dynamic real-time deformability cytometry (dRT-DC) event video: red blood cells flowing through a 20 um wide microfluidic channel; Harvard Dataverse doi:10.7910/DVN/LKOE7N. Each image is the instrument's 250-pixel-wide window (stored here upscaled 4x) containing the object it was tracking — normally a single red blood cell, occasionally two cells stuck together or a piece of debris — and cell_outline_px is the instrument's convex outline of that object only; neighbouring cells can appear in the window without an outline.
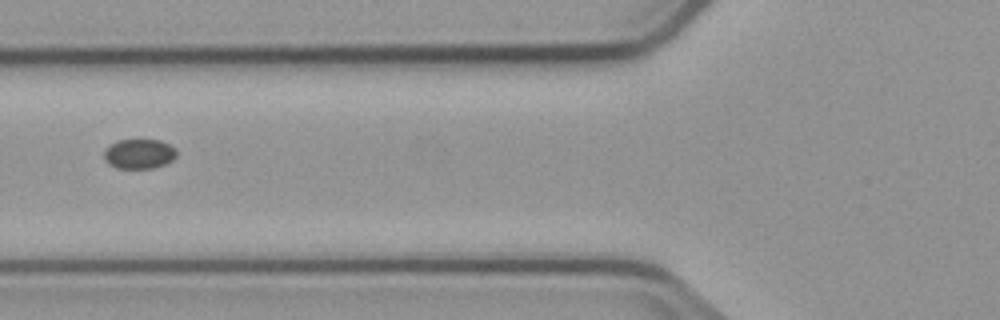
{"species": "common noctule bat (a hibernating species)", "species_latin": "Nyctalus noctula", "temperature_condition": "cold", "stored_images_in_passage": 6, "camera_frame_rate_fps": 3000, "um_per_image_px": 0.085, "animal": {"sex": "male", "body_mass_g": 23.1, "forearm_length_mm": 52.7}, "frame": {"image": 1, "passage_image": 5, "time_ms": 4.667, "image_size_px": [1000, 320], "cell_outline_px": [[176, 156], [172, 160], [164, 164], [152, 168], [116, 168], [108, 164], [104, 160], [104, 152], [116, 140], [160, 140], [176, 148]], "centroid_in_image_um": [11.82, 13.08], "position_along_channel_um": 114.0, "area_um2": 12.48}}
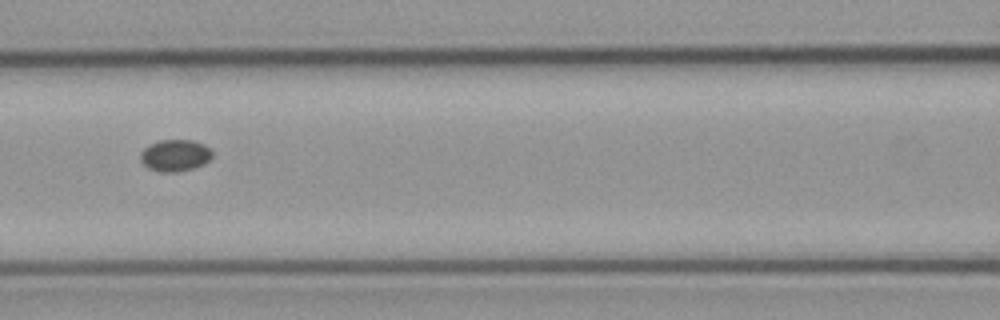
{"frame": {"image": 2, "passage_image": 6, "time_ms": 5.667, "image_size_px": [1000, 320], "cell_outline_px": [[212, 156], [204, 164], [192, 168], [176, 172], [160, 172], [148, 168], [140, 160], [140, 152], [148, 144], [160, 140], [192, 140], [204, 144], [212, 152]], "centroid_in_image_um": [14.85, 13.2], "position_along_channel_um": 151.8, "area_um2": 13.29}}